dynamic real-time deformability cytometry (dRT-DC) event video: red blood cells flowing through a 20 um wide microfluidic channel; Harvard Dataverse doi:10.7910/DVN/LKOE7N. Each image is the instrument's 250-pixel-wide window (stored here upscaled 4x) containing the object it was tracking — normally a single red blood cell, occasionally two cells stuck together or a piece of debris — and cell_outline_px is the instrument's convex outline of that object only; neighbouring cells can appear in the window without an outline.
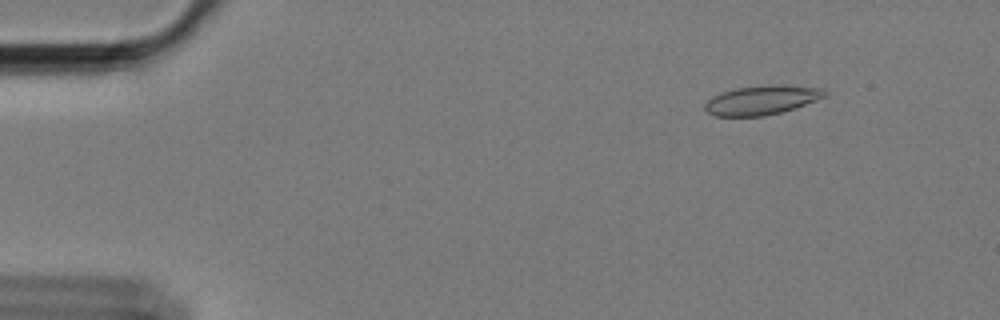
{"species": "Egyptian fruit bat (a non-hibernating species)", "species_latin": "Rousettus aegyptiacus", "temperature_condition": "cold", "stored_images_in_passage": 55, "camera_frame_rate_fps": 3000, "um_per_image_px": 0.085, "animal": {"sex": "female"}, "frame": {"image": 1, "passage_image": 3, "time_ms": 0.667, "image_size_px": [1000, 320], "cell_outline_px": [[828, 96], [780, 112], [764, 116], [716, 116], [708, 112], [704, 108], [704, 104], [712, 96], [736, 88], [820, 88], [828, 92]], "centroid_in_image_um": [64.66, 8.57], "position_along_channel_um": 20.3, "area_um2": 18.9}}
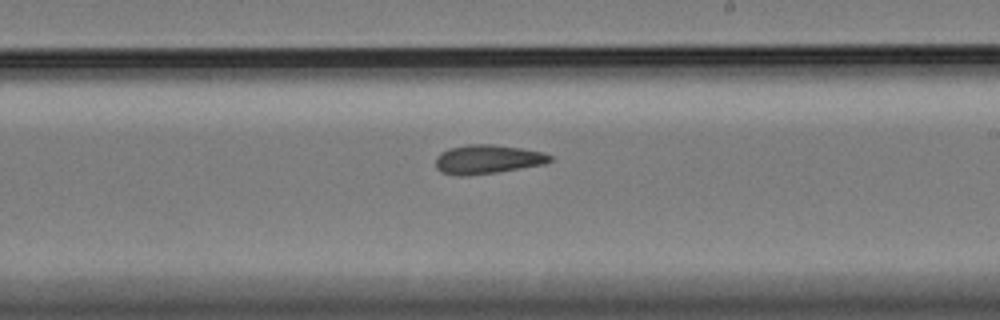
{"frame": {"image": 2, "passage_image": 31, "time_ms": 10.0, "image_size_px": [1000, 320], "cell_outline_px": [[552, 160], [544, 164], [496, 172], [460, 176], [440, 172], [436, 168], [436, 156], [440, 152], [448, 148], [468, 144], [492, 144], [520, 148], [544, 152], [552, 156]], "centroid_in_image_um": [41.41, 13.53], "position_along_channel_um": 247.6, "area_um2": 19.31}}
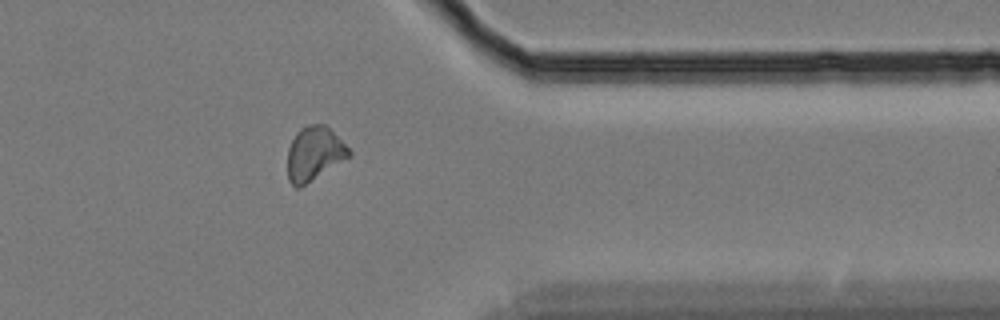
{"frame": {"image": 3, "passage_image": 44, "time_ms": 14.333, "image_size_px": [1000, 320], "cell_outline_px": [[352, 156], [300, 188], [296, 188], [288, 180], [288, 148], [296, 132], [300, 128], [308, 124], [324, 124], [352, 152]], "centroid_in_image_um": [26.7, 13.08], "position_along_channel_um": 384.7, "area_um2": 19.31}, "authors_computed_cell_mechanics": {"area_um2": 19.1318, "velocity_mm_per_s": 3.3988, "shape_relaxation_time_tau1_ms": 7.8318, "shape_relaxation_time_tau2_ms": 5.0187, "deformation_change_tau1": 0.1396, "deformation_change_tau2": 0.1255}}